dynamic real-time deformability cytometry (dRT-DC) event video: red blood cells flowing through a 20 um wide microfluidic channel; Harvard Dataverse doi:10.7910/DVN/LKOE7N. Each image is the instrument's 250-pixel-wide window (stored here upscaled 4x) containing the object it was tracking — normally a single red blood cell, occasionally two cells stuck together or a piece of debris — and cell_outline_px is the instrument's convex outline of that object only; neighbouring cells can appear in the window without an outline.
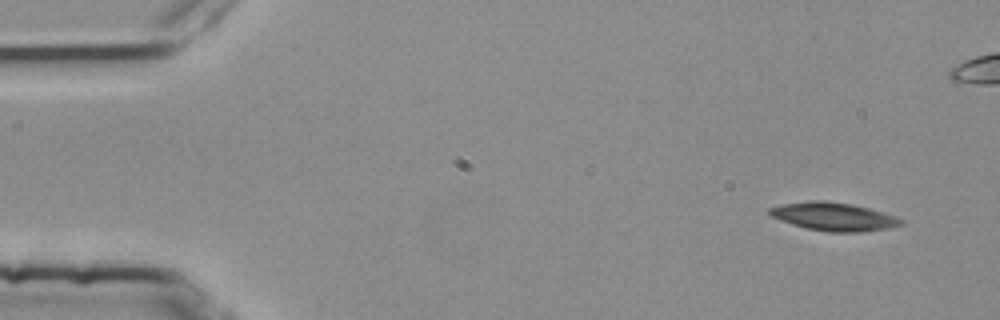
{"species": "common noctule bat (a hibernating species)", "species_latin": "Nyctalus noctula", "temperature_condition": "room temperature", "stored_images_in_passage": 5, "camera_frame_rate_fps": 3000, "um_per_image_px": 0.085, "animal": {"sex": "female", "body_mass_g": 25.1}, "frame": {"image": 1, "passage_image": 1, "time_ms": 0.0, "image_size_px": [1000, 320], "cell_outline_px": [[904, 224], [888, 228], [864, 232], [832, 232], [808, 228], [792, 224], [780, 220], [772, 216], [768, 212], [768, 208], [780, 204], [808, 200], [824, 200], [852, 204], [868, 208], [896, 216], [904, 220]], "centroid_in_image_um": [70.87, 18.4], "position_along_channel_um": 14.1, "area_um2": 21.68}}